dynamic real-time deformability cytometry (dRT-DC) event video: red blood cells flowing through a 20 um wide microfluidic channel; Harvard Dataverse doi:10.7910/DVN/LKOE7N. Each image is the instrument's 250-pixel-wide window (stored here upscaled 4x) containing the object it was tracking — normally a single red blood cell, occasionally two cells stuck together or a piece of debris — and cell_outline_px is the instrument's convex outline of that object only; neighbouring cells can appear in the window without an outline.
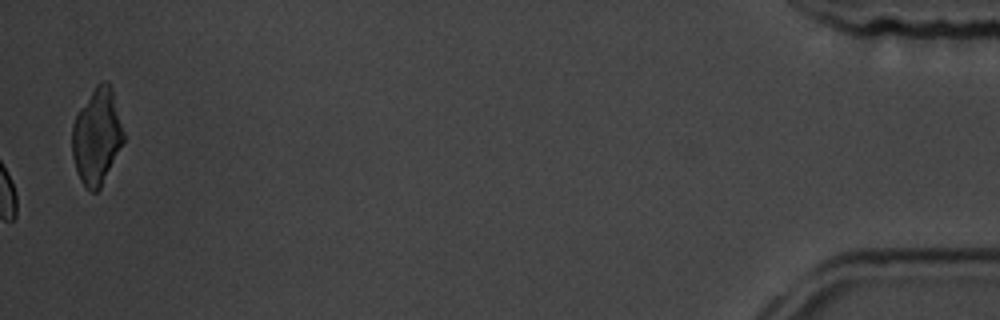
{"species": "common noctule bat (a hibernating species)", "species_latin": "Nyctalus noctula", "temperature_condition": "room temperature", "stored_images_in_passage": 57, "camera_frame_rate_fps": 3000, "um_per_image_px": 0.085, "animal": {"sex": "male", "body_mass_g": 19.5, "forearm_length_mm": 54.6}, "frame": {"image": 1, "passage_image": 57, "time_ms": 18.667, "image_size_px": [1000, 320], "cell_outline_px": [[124, 140], [100, 188], [96, 192], [92, 192], [80, 180], [72, 156], [72, 124], [76, 112], [96, 84], [100, 80], [108, 80], [112, 88], [124, 132]], "centroid_in_image_um": [8.22, 11.53], "position_along_channel_um": 427.0, "area_um2": 28.78}, "authors_computed_cell_mechanics": {"area_um2": 15.9528, "velocity_mm_per_s": 3.7636, "shape_relaxation_time_tau1_ms": 6.5563, "shape_relaxation_time_tau2_ms": null, "deformation_change_tau1": 0.1006, "deformation_change_tau2": null}}